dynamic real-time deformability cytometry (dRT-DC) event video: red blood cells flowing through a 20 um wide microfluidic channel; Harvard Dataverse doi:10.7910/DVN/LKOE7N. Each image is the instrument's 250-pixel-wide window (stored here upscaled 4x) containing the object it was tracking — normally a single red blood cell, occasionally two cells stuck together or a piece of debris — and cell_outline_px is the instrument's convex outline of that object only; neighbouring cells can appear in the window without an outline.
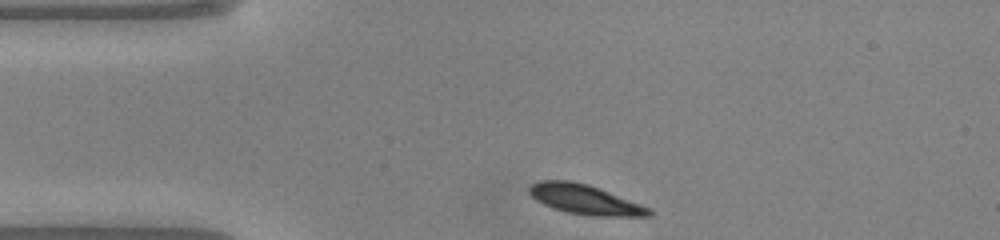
{"species": "common noctule bat (a hibernating species)", "species_latin": "Nyctalus noctula", "temperature_condition": "warm", "stored_images_in_passage": 40, "camera_frame_rate_fps": 3000, "um_per_image_px": 0.085, "animal": {"sex": "male", "body_mass_g": 20.0, "forearm_length_mm": 53.3}, "frame": {"image": 1, "passage_image": 1, "time_ms": 0.0, "image_size_px": [1000, 240], "cell_outline_px": [[652, 216], [592, 216], [568, 212], [544, 204], [536, 200], [528, 192], [528, 188], [532, 184], [540, 180], [568, 180], [588, 184], [600, 188], [652, 208]], "centroid_in_image_um": [49.75, 16.95], "position_along_channel_um": 35.2, "area_um2": 20.69}}
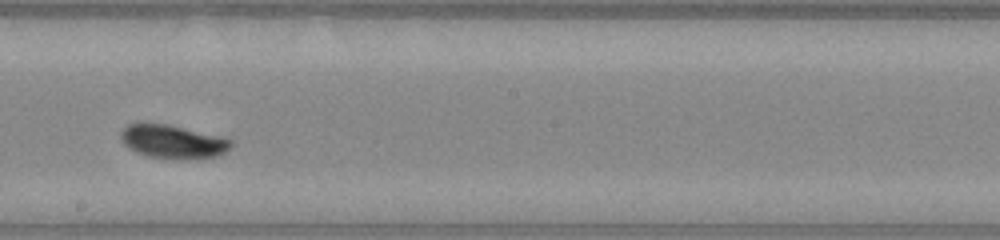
{"frame": {"image": 2, "passage_image": 18, "time_ms": 5.667, "image_size_px": [1000, 240], "cell_outline_px": [[232, 144], [224, 152], [216, 156], [196, 160], [176, 160], [148, 156], [136, 152], [128, 148], [124, 144], [120, 136], [120, 132], [128, 124], [168, 124], [220, 136], [232, 140]], "centroid_in_image_um": [14.69, 12.07], "position_along_channel_um": 233.5, "area_um2": 21.62}}
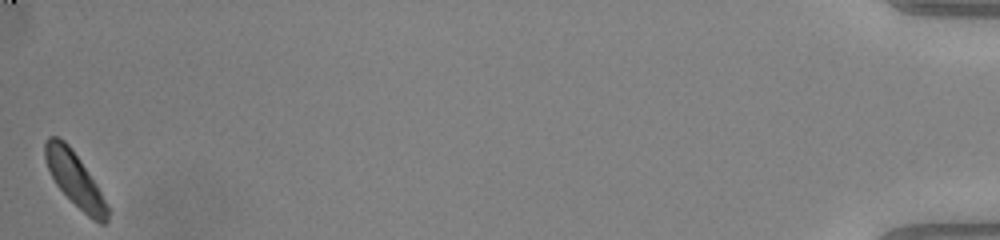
{"frame": {"image": 3, "passage_image": 40, "time_ms": 13.0, "image_size_px": [1000, 240], "cell_outline_px": [[108, 220], [104, 224], [100, 224], [92, 220], [56, 184], [48, 168], [44, 156], [44, 144], [48, 136], [60, 136], [72, 148], [96, 184], [108, 204]], "centroid_in_image_um": [6.36, 15.22], "position_along_channel_um": 428.8, "area_um2": 19.36}, "authors_computed_cell_mechanics": {"area_um2": 20.5479, "velocity_mm_per_s": 4.0493, "shape_relaxation_time_tau1_ms": 1.859, "shape_relaxation_time_tau2_ms": null, "deformation_change_tau1": 0.14, "deformation_change_tau2": null}}